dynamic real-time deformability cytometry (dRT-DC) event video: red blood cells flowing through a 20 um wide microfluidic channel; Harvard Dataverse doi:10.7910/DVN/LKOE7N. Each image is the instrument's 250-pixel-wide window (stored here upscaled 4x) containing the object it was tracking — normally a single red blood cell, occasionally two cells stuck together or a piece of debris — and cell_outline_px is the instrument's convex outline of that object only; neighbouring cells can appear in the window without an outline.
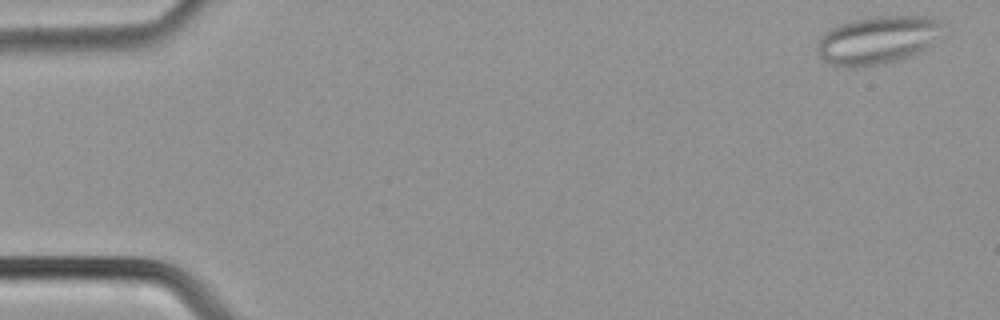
{"species": "common noctule bat (a hibernating species)", "species_latin": "Nyctalus noctula", "temperature_condition": "cold", "stored_images_in_passage": 50, "segment_of_instrument_passage": [1, 2], "camera_frame_rate_fps": 3000, "um_per_image_px": 0.085, "animal": {"sex": "male", "body_mass_g": 21.5, "forearm_length_mm": 52.0}, "frame": {"image": 1, "passage_image": 2, "time_ms": 0.333, "image_size_px": [1000, 320], "cell_outline_px": [[944, 24], [932, 44], [928, 48], [912, 56], [884, 64], [860, 68], [836, 68], [824, 60], [816, 52], [816, 44], [820, 36], [824, 32], [840, 24], [856, 20], [880, 16], [932, 16], [940, 20]], "centroid_in_image_um": [74.56, 3.44], "position_along_channel_um": 10.4, "area_um2": 35.72}}